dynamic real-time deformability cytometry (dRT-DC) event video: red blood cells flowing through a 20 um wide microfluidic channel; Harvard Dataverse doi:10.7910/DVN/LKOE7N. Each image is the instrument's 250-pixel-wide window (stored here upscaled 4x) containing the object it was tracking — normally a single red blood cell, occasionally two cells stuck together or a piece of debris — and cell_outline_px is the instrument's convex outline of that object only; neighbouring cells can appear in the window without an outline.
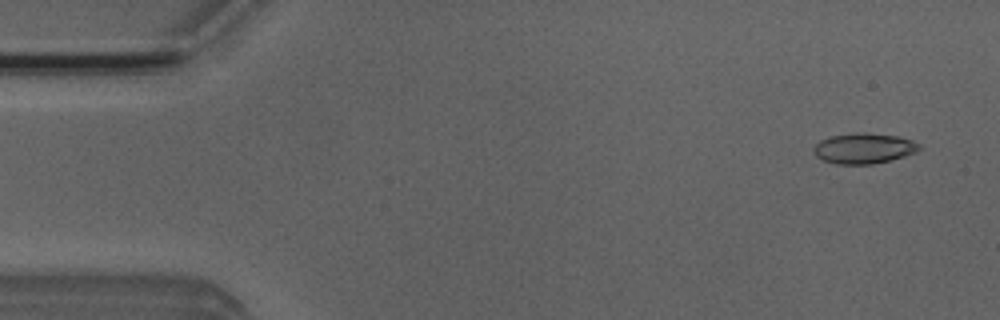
{"species": "Egyptian fruit bat (a non-hibernating species)", "species_latin": "Rousettus aegyptiacus", "temperature_condition": "room temperature", "stored_images_in_passage": 4, "camera_frame_rate_fps": 3000, "um_per_image_px": 0.085, "animal": {"sex": "male"}, "frame": {"image": 1, "passage_image": 4, "time_ms": 4.333, "image_size_px": [1000, 320], "cell_outline_px": [[920, 148], [916, 152], [904, 156], [872, 164], [836, 164], [824, 160], [816, 156], [812, 148], [820, 140], [832, 136], [856, 132], [896, 136], [912, 140], [920, 144]], "centroid_in_image_um": [73.41, 12.61], "position_along_channel_um": 11.6, "area_um2": 18.5}}